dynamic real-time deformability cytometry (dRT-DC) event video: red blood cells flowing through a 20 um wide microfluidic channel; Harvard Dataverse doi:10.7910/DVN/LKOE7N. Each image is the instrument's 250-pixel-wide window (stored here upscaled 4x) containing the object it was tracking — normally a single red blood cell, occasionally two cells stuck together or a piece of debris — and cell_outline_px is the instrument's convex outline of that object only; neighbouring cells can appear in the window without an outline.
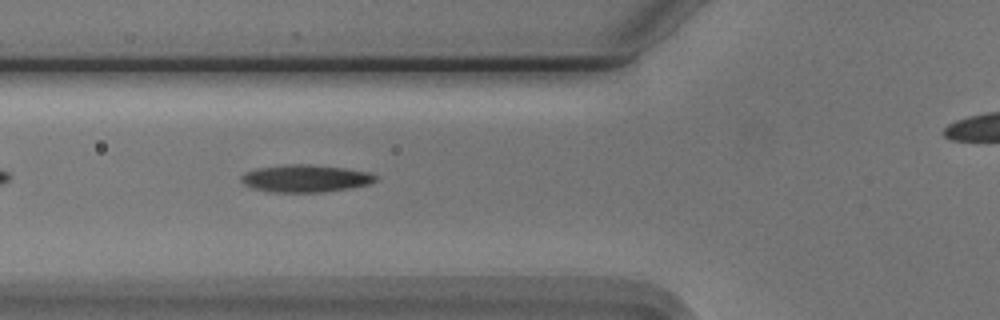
{"species": "Egyptian fruit bat (a non-hibernating species)", "species_latin": "Rousettus aegyptiacus", "temperature_condition": "cold", "stored_images_in_passage": 34, "camera_frame_rate_fps": 3000, "um_per_image_px": 0.085, "animal": {"sex": "male"}, "frame": {"image": 1, "passage_image": 6, "time_ms": 1.667, "image_size_px": [1000, 320], "cell_outline_px": [[376, 180], [368, 184], [352, 188], [324, 192], [268, 192], [252, 188], [244, 184], [240, 180], [240, 176], [244, 172], [256, 168], [288, 164], [308, 164], [344, 168], [368, 172], [376, 176]], "centroid_in_image_um": [25.91, 15.17], "position_along_channel_um": 99.9, "area_um2": 21.56}}
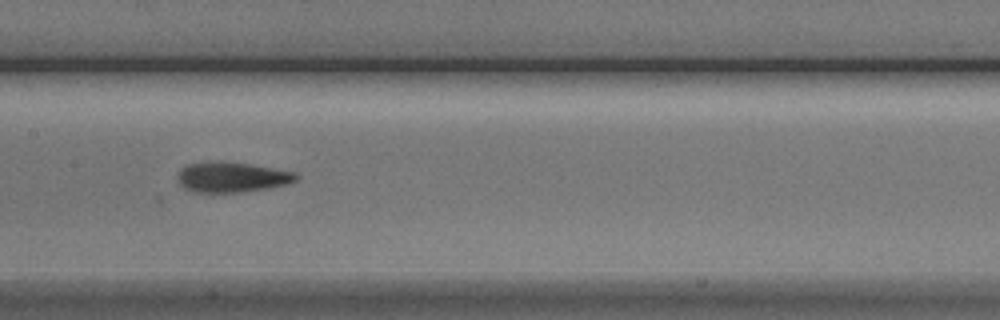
{"frame": {"image": 2, "passage_image": 13, "time_ms": 4.0, "image_size_px": [1000, 320], "cell_outline_px": [[300, 176], [296, 180], [288, 184], [268, 188], [240, 192], [192, 192], [184, 188], [176, 180], [176, 176], [180, 168], [188, 164], [248, 164], [296, 172]], "centroid_in_image_um": [19.72, 15.1], "position_along_channel_um": 187.7, "area_um2": 20.23}}
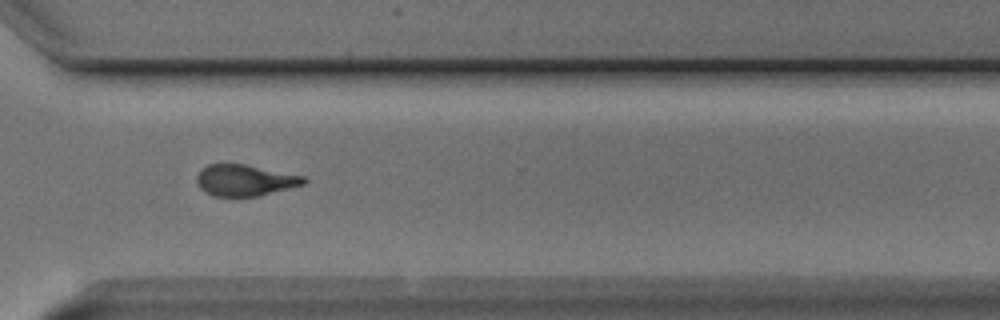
{"frame": {"image": 3, "passage_image": 26, "time_ms": 8.333, "image_size_px": [1000, 320], "cell_outline_px": [[308, 180], [304, 184], [260, 196], [212, 196], [204, 192], [200, 188], [196, 180], [196, 176], [208, 164], [244, 164], [304, 176]], "centroid_in_image_um": [20.81, 15.33], "position_along_channel_um": 349.8, "area_um2": 19.42}}